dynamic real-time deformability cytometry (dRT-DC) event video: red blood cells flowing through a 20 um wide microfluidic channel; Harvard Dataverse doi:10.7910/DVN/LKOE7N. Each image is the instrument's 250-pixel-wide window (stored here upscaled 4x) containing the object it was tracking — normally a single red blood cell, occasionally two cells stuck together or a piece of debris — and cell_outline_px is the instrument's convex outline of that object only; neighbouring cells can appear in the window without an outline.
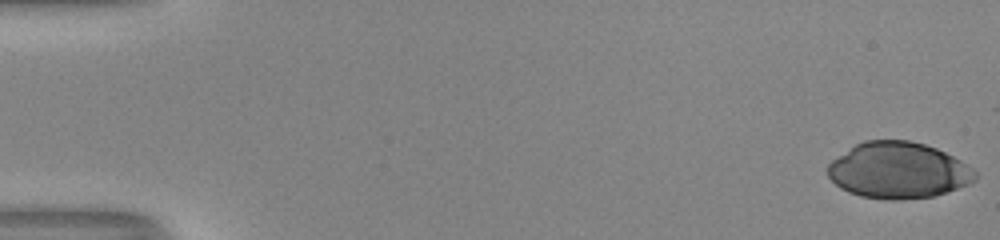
{"species": "human", "species_latin": "Homo sapiens", "temperature_condition": "room temperature", "stored_images_in_passage": 52, "camera_frame_rate_fps": 3000, "um_per_image_px": 0.085, "donor": {"sex": "male"}, "frame": {"image": 1, "passage_image": 1, "time_ms": 0.0, "image_size_px": [1000, 240], "cell_outline_px": [[976, 180], [968, 184], [932, 196], [900, 200], [888, 200], [860, 196], [848, 192], [840, 188], [828, 176], [828, 164], [832, 160], [856, 144], [864, 140], [908, 140], [924, 144], [936, 148], [960, 160], [972, 168], [976, 172]], "centroid_in_image_um": [76.33, 14.48], "position_along_channel_um": 8.7, "area_um2": 48.03}}
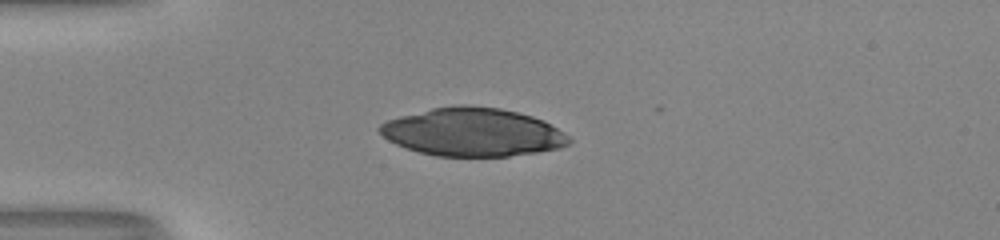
{"frame": {"image": 2, "passage_image": 15, "time_ms": 4.667, "image_size_px": [1000, 240], "cell_outline_px": [[572, 140], [568, 144], [560, 148], [536, 152], [508, 156], [436, 156], [404, 148], [388, 140], [380, 132], [380, 124], [388, 120], [400, 116], [432, 108], [500, 108], [532, 116], [544, 120], [564, 132]], "centroid_in_image_um": [40.21, 11.27], "position_along_channel_um": 44.8, "area_um2": 52.08}}